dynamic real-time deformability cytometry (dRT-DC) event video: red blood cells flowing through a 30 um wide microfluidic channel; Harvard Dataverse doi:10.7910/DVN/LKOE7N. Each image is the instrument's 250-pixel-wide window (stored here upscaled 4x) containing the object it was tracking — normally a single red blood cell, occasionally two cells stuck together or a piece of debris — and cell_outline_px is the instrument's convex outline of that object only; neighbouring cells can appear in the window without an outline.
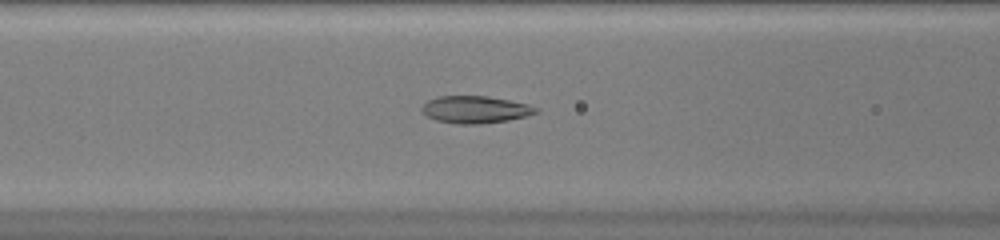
{"species": "common noctule bat (a hibernating species)", "species_latin": "Nyctalus noctula", "temperature_condition": "warm", "stored_images_in_passage": 50, "camera_frame_rate_fps": 3000, "um_per_image_px": 0.085, "animal": {"sex": "female", "body_mass_g": 20.0, "forearm_length_mm": 54.0}, "frame": {"image": 1, "passage_image": 22, "time_ms": 7.0, "image_size_px": [1000, 240], "cell_outline_px": [[540, 112], [528, 116], [508, 120], [480, 124], [456, 124], [436, 120], [428, 116], [420, 108], [428, 100], [436, 96], [488, 96], [528, 104], [540, 108]], "centroid_in_image_um": [40.44, 9.31], "position_along_channel_um": 126.2, "area_um2": 18.21}}
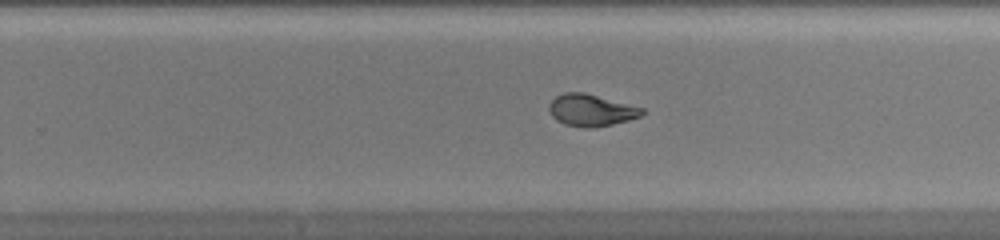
{"frame": {"image": 2, "passage_image": 33, "time_ms": 10.667, "image_size_px": [1000, 240], "cell_outline_px": [[644, 112], [640, 116], [628, 120], [612, 124], [592, 128], [584, 128], [564, 124], [556, 120], [552, 116], [548, 108], [548, 104], [556, 96], [564, 92], [584, 92], [644, 108]], "centroid_in_image_um": [50.21, 9.37], "position_along_channel_um": 279.6, "area_um2": 17.28}}
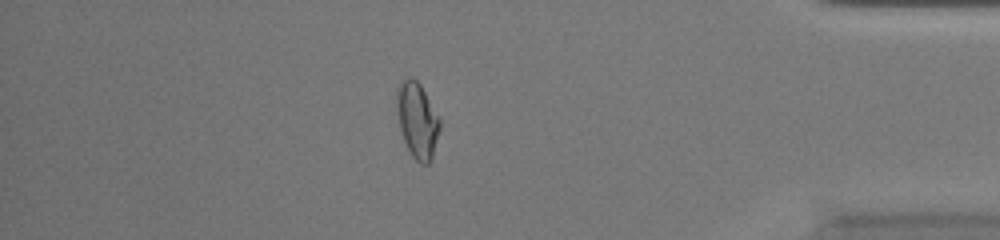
{"frame": {"image": 3, "passage_image": 44, "time_ms": 14.333, "image_size_px": [1000, 240], "cell_outline_px": [[440, 128], [432, 160], [428, 164], [420, 164], [412, 156], [404, 140], [400, 128], [396, 112], [396, 92], [400, 80], [408, 76], [412, 76], [420, 84], [440, 116]], "centroid_in_image_um": [35.47, 10.18], "position_along_channel_um": 399.7, "area_um2": 19.36}, "authors_computed_cell_mechanics": {"area_um2": 19.2474, "velocity_mm_per_s": 4.1869, "shape_relaxation_time_tau1_ms": null, "shape_relaxation_time_tau2_ms": 1.1409, "deformation_change_tau1": null, "deformation_change_tau2": 0.0607}}